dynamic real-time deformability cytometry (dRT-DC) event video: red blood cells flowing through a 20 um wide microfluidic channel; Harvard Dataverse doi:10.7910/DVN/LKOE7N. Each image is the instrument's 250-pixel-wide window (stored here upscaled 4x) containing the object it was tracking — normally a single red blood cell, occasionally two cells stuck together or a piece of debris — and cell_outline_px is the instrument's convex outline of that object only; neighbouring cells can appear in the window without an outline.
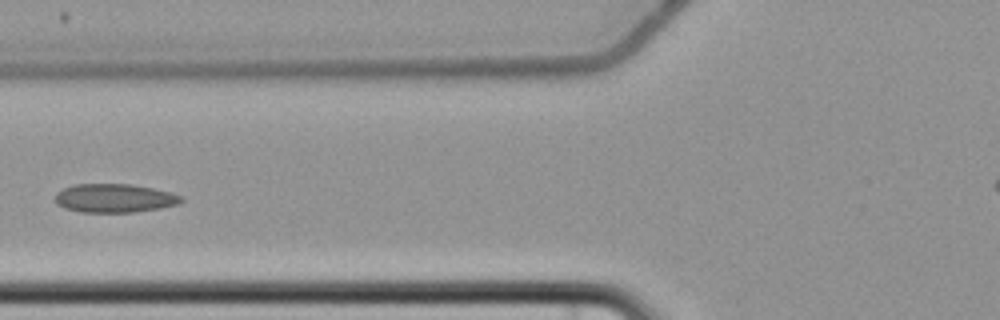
{"species": "common noctule bat (a hibernating species)", "species_latin": "Nyctalus noctula", "temperature_condition": "cold", "stored_images_in_passage": 5, "camera_frame_rate_fps": 3000, "um_per_image_px": 0.085, "animal": {"sex": "female", "body_mass_g": 22.7, "forearm_length_mm": 54.2}, "frame": {"image": 1, "passage_image": 5, "time_ms": 5.0, "image_size_px": [1000, 320], "cell_outline_px": [[184, 200], [180, 204], [160, 208], [132, 212], [80, 212], [64, 208], [56, 204], [56, 192], [72, 184], [132, 184], [152, 188], [168, 192], [180, 196]], "centroid_in_image_um": [9.7, 16.84], "position_along_channel_um": 116.1, "area_um2": 21.04}}